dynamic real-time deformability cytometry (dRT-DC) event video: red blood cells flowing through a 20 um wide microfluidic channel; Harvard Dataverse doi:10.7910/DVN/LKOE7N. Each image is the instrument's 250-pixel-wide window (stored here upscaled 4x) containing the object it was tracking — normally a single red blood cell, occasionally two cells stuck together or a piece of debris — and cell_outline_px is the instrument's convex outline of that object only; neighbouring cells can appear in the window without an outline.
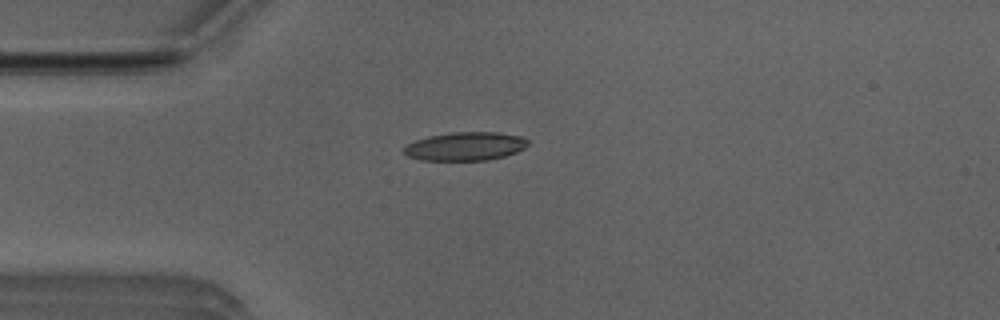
{"species": "Egyptian fruit bat (a non-hibernating species)", "species_latin": "Rousettus aegyptiacus", "temperature_condition": "room temperature", "stored_images_in_passage": 2, "camera_frame_rate_fps": 3000, "um_per_image_px": 0.085, "animal": {"sex": "male"}, "frame": {"image": 1, "passage_image": 2, "time_ms": 0.333, "image_size_px": [1000, 320], "cell_outline_px": [[528, 144], [524, 148], [516, 152], [504, 156], [488, 160], [420, 160], [408, 156], [400, 148], [416, 140], [428, 136], [452, 132], [500, 132], [520, 136], [528, 140]], "centroid_in_image_um": [39.53, 12.43], "position_along_channel_um": 45.5, "area_um2": 20.63}}